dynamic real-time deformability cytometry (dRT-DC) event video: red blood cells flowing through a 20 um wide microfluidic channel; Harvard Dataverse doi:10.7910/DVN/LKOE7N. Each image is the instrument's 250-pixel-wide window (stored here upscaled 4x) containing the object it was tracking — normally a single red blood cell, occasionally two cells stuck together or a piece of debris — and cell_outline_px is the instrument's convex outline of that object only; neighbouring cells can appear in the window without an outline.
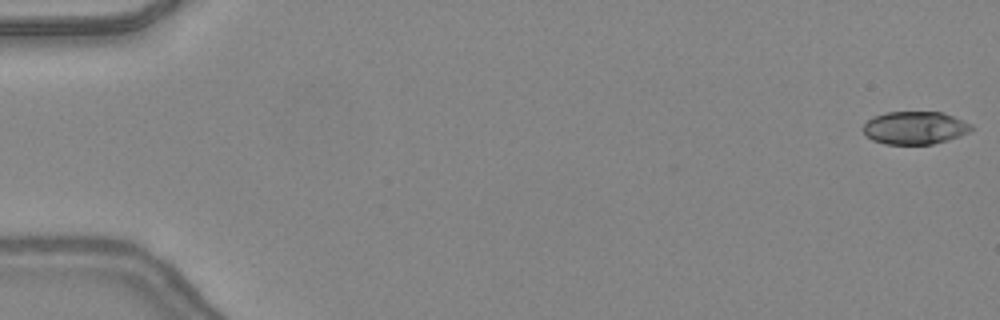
{"species": "common noctule bat (a hibernating species)", "species_latin": "Nyctalus noctula", "temperature_condition": "warm", "stored_images_in_passage": 40, "camera_frame_rate_fps": 3000, "um_per_image_px": 0.085, "animal": {"sex": "female", "body_mass_g": 24.6, "forearm_length_mm": 56.2}, "frame": {"image": 1, "passage_image": 1, "time_ms": 0.0, "image_size_px": [1000, 320], "cell_outline_px": [[976, 128], [960, 136], [948, 140], [932, 144], [884, 144], [872, 140], [864, 132], [864, 124], [872, 116], [888, 112], [940, 112], [952, 116], [972, 124]], "centroid_in_image_um": [77.78, 10.87], "position_along_channel_um": 7.2, "area_um2": 20.69}}
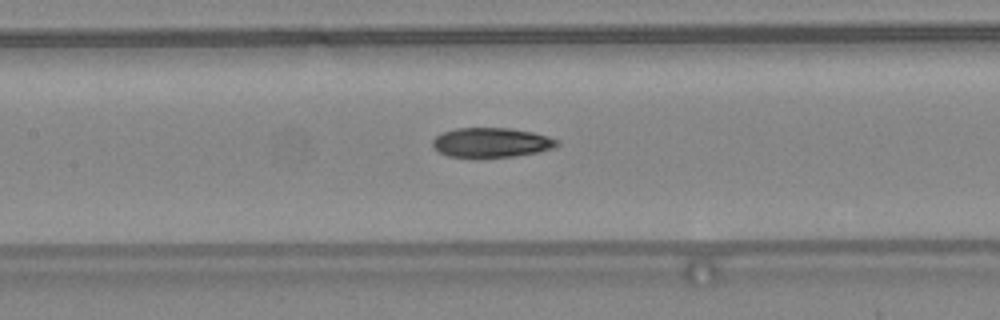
{"frame": {"image": 2, "passage_image": 23, "time_ms": 7.333, "image_size_px": [1000, 320], "cell_outline_px": [[560, 144], [556, 148], [540, 152], [512, 156], [448, 156], [440, 152], [432, 144], [432, 140], [440, 132], [456, 128], [508, 128], [532, 132], [548, 136], [560, 140]], "centroid_in_image_um": [41.82, 12.09], "position_along_channel_um": 165.6, "area_um2": 21.33}}
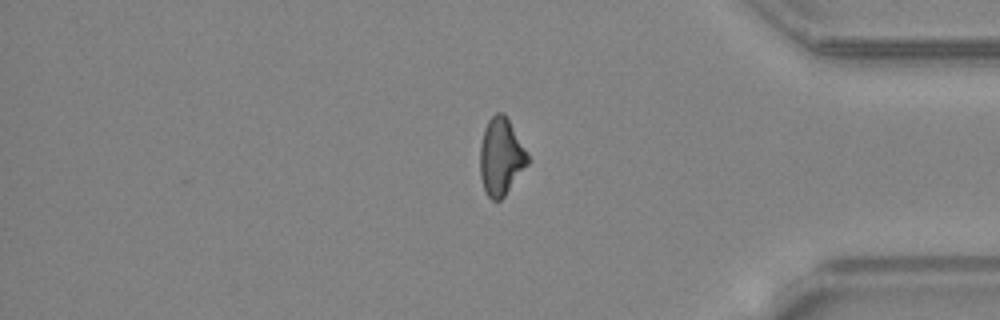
{"frame": {"image": 3, "passage_image": 40, "time_ms": 13.0, "image_size_px": [1000, 320], "cell_outline_px": [[528, 164], [504, 196], [500, 200], [492, 200], [488, 196], [484, 188], [480, 176], [480, 144], [484, 128], [488, 120], [496, 112], [504, 112], [524, 148], [528, 156]], "centroid_in_image_um": [42.55, 13.31], "position_along_channel_um": 392.6, "area_um2": 21.15}, "authors_computed_cell_mechanics": {"area_um2": 21.675, "velocity_mm_per_s": 4.4161, "shape_relaxation_time_tau1_ms": 5.8233, "shape_relaxation_time_tau2_ms": 9.1805, "deformation_change_tau1": 0.1931, "deformation_change_tau2": 0.1911}}